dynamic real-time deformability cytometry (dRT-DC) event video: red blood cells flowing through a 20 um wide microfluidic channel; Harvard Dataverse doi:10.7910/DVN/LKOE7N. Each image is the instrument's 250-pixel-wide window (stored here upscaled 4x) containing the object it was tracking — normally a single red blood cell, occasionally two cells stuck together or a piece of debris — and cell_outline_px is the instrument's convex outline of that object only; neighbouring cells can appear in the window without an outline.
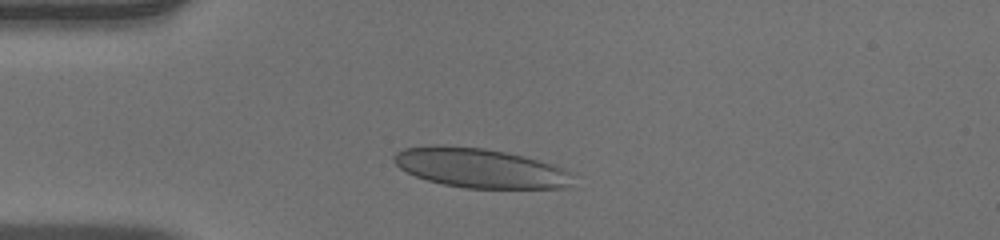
{"species": "human", "species_latin": "Homo sapiens", "temperature_condition": "warm", "stored_images_in_passage": 34, "camera_frame_rate_fps": 3000, "um_per_image_px": 0.085, "donor": {"sex": "male"}, "frame": {"image": 1, "passage_image": 1, "time_ms": 0.0, "image_size_px": [1000, 240], "cell_outline_px": [[568, 184], [564, 188], [464, 188], [444, 184], [428, 180], [416, 176], [400, 168], [392, 160], [392, 156], [396, 152], [404, 148], [436, 144], [484, 148], [524, 156], [552, 164], [564, 168], [568, 172]], "centroid_in_image_um": [40.72, 14.26], "position_along_channel_um": 44.3, "area_um2": 40.81}}
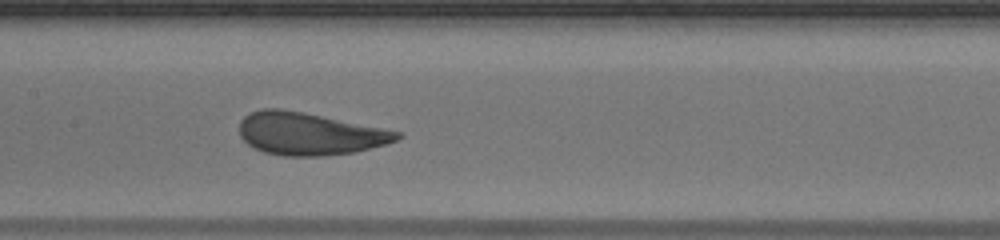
{"frame": {"image": 2, "passage_image": 13, "time_ms": 4.0, "image_size_px": [1000, 240], "cell_outline_px": [[404, 136], [396, 140], [384, 144], [356, 152], [324, 156], [284, 156], [264, 152], [248, 144], [240, 136], [240, 120], [248, 112], [264, 108], [280, 108], [304, 112], [400, 132]], "centroid_in_image_um": [26.26, 11.36], "position_along_channel_um": 181.1, "area_um2": 38.9}}
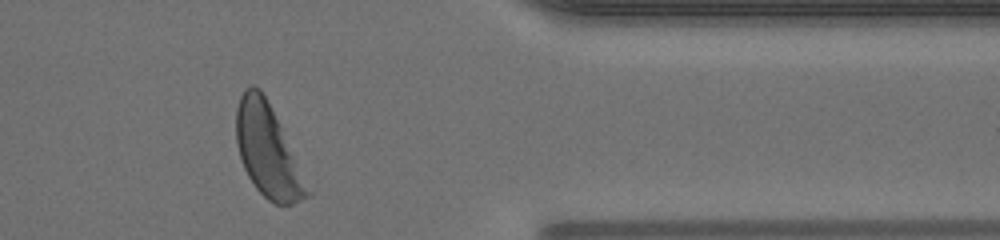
{"frame": {"image": 3, "passage_image": 30, "time_ms": 9.667, "image_size_px": [1000, 240], "cell_outline_px": [[312, 192], [308, 196], [292, 204], [276, 204], [268, 200], [256, 188], [248, 176], [244, 168], [236, 144], [236, 108], [240, 96], [244, 88], [252, 84], [260, 88]], "centroid_in_image_um": [22.71, 12.83], "position_along_channel_um": 388.7, "area_um2": 37.17}, "authors_computed_cell_mechanics": {"area_um2": 39.1884, "velocity_mm_per_s": 3.9727, "shape_relaxation_time_tau1_ms": 3.1699, "shape_relaxation_time_tau2_ms": null, "deformation_change_tau1": 0.1397, "deformation_change_tau2": null}}